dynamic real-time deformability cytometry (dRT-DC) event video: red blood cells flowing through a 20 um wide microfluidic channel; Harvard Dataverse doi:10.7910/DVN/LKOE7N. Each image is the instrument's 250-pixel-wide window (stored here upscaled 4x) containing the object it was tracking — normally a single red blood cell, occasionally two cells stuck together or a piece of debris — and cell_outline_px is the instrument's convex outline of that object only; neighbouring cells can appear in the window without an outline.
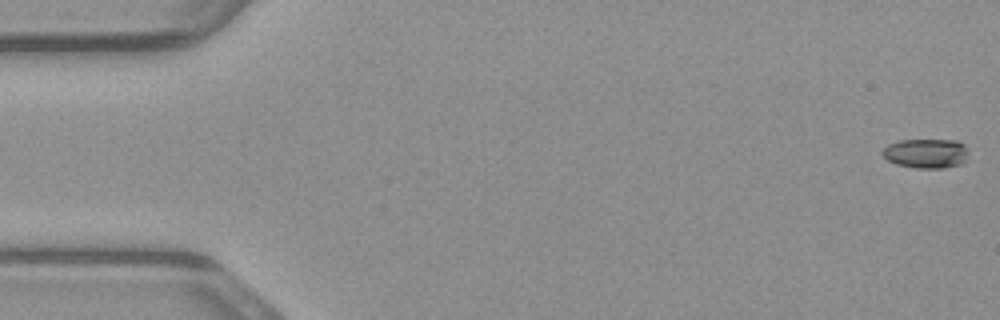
{"species": "common noctule bat (a hibernating species)", "species_latin": "Nyctalus noctula", "temperature_condition": "warm", "stored_images_in_passage": 43, "camera_frame_rate_fps": 3000, "um_per_image_px": 0.085, "animal": {"sex": "male", "body_mass_g": 23.1, "forearm_length_mm": 52.7}, "frame": {"image": 1, "passage_image": 1, "time_ms": 0.0, "image_size_px": [1000, 320], "cell_outline_px": [[968, 152], [964, 160], [960, 164], [944, 168], [916, 168], [896, 164], [888, 160], [880, 152], [888, 144], [900, 140], [956, 140], [964, 144]], "centroid_in_image_um": [78.7, 13.03], "position_along_channel_um": 6.3, "area_um2": 14.74}}
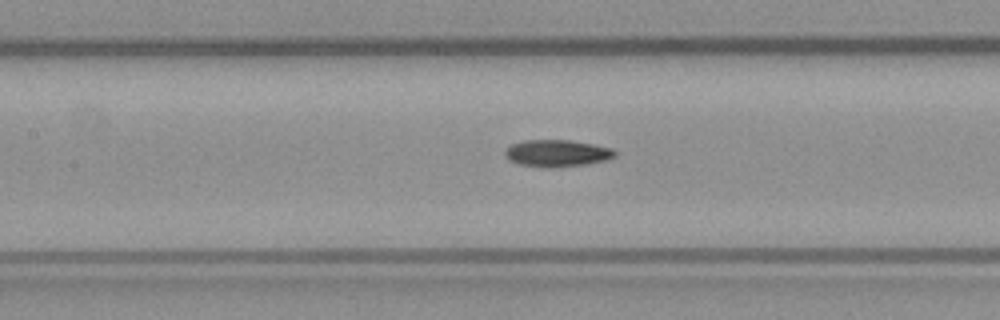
{"frame": {"image": 2, "passage_image": 22, "time_ms": 7.0, "image_size_px": [1000, 320], "cell_outline_px": [[616, 156], [604, 160], [588, 164], [556, 168], [548, 168], [520, 164], [508, 160], [504, 156], [504, 152], [512, 144], [524, 140], [568, 140], [592, 144], [612, 148], [616, 152]], "centroid_in_image_um": [47.33, 13.03], "position_along_channel_um": 160.1, "area_um2": 17.28}}
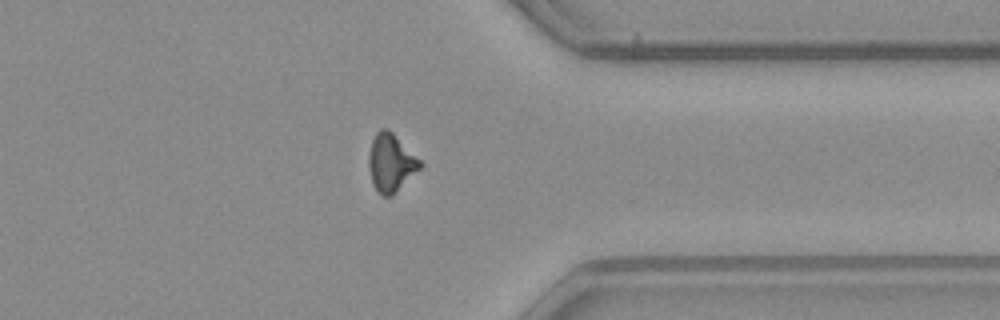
{"frame": {"image": 3, "passage_image": 38, "time_ms": 12.333, "image_size_px": [1000, 320], "cell_outline_px": [[424, 164], [392, 196], [384, 196], [376, 188], [372, 180], [368, 168], [368, 156], [372, 140], [376, 132], [380, 128], [388, 128]], "centroid_in_image_um": [33.22, 13.81], "position_along_channel_um": 378.2, "area_um2": 17.05}}